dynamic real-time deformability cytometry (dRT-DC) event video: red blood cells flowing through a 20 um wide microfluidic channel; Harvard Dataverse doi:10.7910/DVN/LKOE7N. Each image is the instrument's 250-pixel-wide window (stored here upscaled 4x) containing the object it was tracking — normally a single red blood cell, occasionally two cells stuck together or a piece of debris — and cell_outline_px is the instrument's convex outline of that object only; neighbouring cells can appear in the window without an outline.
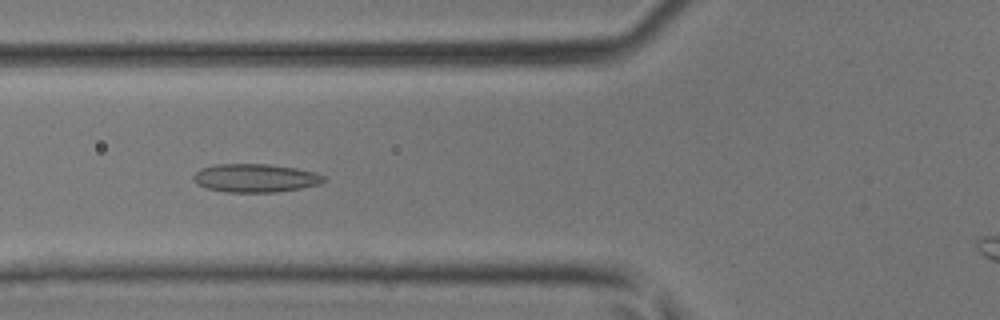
{"species": "common noctule bat (a hibernating species)", "species_latin": "Nyctalus noctula", "temperature_condition": "room temperature", "stored_images_in_passage": 35, "camera_frame_rate_fps": 3000, "um_per_image_px": 0.085, "animal": {"sex": "male", "body_mass_g": 17.9, "forearm_length_mm": 54.2}, "frame": {"image": 1, "passage_image": 10, "time_ms": 3.0, "image_size_px": [1000, 320], "cell_outline_px": [[324, 180], [320, 184], [300, 188], [276, 192], [224, 192], [208, 188], [196, 184], [192, 180], [192, 176], [200, 168], [216, 164], [268, 164], [296, 168], [316, 172], [324, 176]], "centroid_in_image_um": [21.67, 15.13], "position_along_channel_um": 104.1, "area_um2": 21.62}}
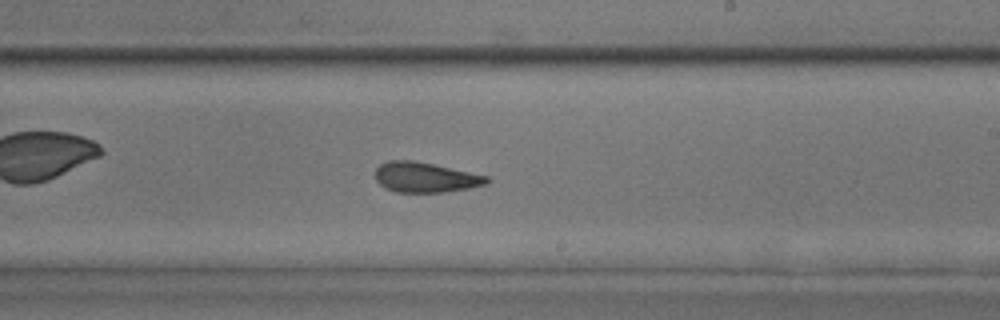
{"frame": {"image": 2, "passage_image": 20, "time_ms": 6.333, "image_size_px": [1000, 320], "cell_outline_px": [[492, 180], [488, 184], [468, 188], [444, 192], [396, 192], [384, 188], [376, 180], [376, 168], [380, 164], [388, 160], [412, 160], [432, 164], [488, 176]], "centroid_in_image_um": [36.15, 15.08], "position_along_channel_um": 252.8, "area_um2": 19.54}}
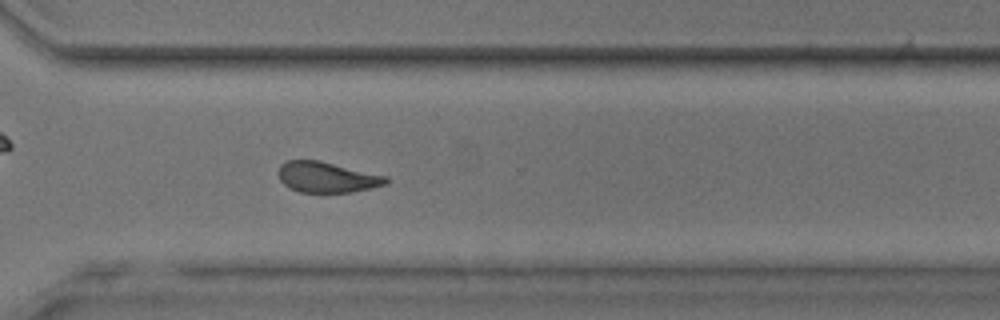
{"frame": {"image": 3, "passage_image": 26, "time_ms": 8.333, "image_size_px": [1000, 320], "cell_outline_px": [[388, 180], [384, 184], [372, 188], [352, 192], [300, 192], [288, 188], [280, 180], [280, 164], [288, 160], [320, 160], [388, 176]], "centroid_in_image_um": [27.8, 15.06], "position_along_channel_um": 342.8, "area_um2": 19.19}}